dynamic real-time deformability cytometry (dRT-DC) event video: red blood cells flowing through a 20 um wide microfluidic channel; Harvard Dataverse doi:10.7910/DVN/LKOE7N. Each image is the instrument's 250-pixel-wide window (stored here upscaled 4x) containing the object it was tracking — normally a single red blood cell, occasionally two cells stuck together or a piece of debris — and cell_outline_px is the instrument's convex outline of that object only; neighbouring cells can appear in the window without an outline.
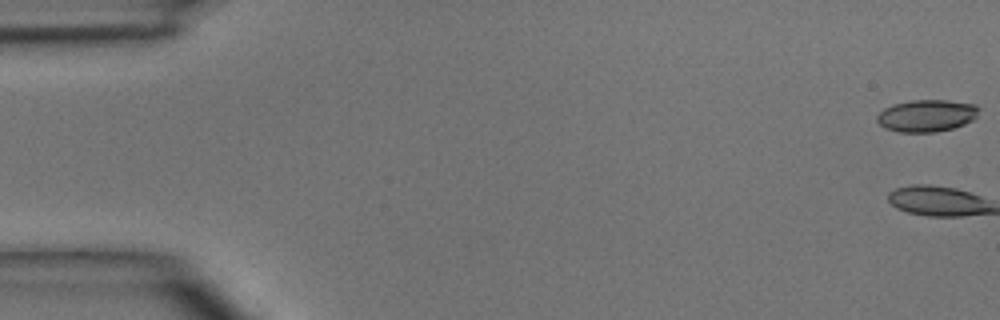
{"species": "common noctule bat (a hibernating species)", "species_latin": "Nyctalus noctula", "temperature_condition": "room temperature", "stored_images_in_passage": 5, "camera_frame_rate_fps": 3000, "um_per_image_px": 0.085, "animal": {"sex": "male", "body_mass_g": 15.6}, "frame": {"image": 1, "passage_image": 1, "time_ms": 0.0, "image_size_px": [1000, 320], "cell_outline_px": [[980, 108], [976, 116], [972, 120], [964, 124], [952, 128], [936, 132], [900, 132], [884, 128], [876, 120], [876, 116], [884, 108], [892, 104], [912, 100], [948, 100], [976, 104]], "centroid_in_image_um": [78.76, 9.82], "position_along_channel_um": 6.2, "area_um2": 19.13}}